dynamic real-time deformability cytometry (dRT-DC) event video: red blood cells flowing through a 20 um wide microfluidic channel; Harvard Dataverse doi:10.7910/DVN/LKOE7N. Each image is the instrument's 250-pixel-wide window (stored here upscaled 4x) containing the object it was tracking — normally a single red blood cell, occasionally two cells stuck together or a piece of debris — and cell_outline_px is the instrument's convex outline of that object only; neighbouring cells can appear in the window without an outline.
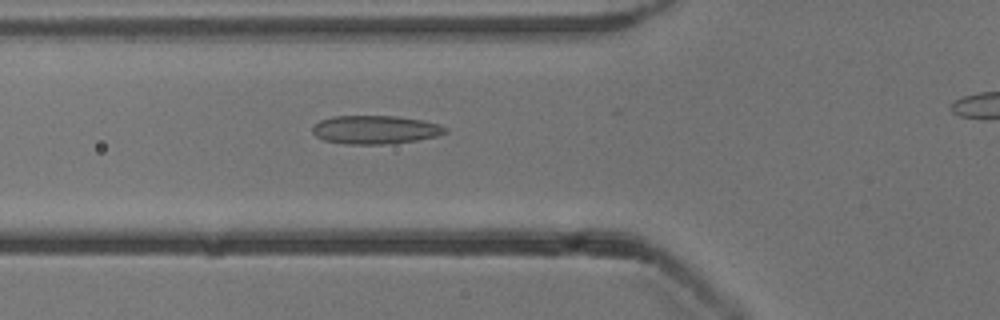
{"species": "common noctule bat (a hibernating species)", "species_latin": "Nyctalus noctula", "temperature_condition": "cold", "stored_images_in_passage": 46, "camera_frame_rate_fps": 3000, "um_per_image_px": 0.085, "animal": {"sex": "male", "body_mass_g": 13.3}, "frame": {"image": 1, "passage_image": 19, "time_ms": 6.0, "image_size_px": [1000, 320], "cell_outline_px": [[448, 132], [436, 136], [416, 140], [384, 144], [344, 144], [324, 140], [316, 136], [312, 132], [312, 128], [320, 120], [332, 116], [396, 116], [420, 120], [440, 124], [448, 128]], "centroid_in_image_um": [31.89, 11.02], "position_along_channel_um": 93.9, "area_um2": 21.96}}
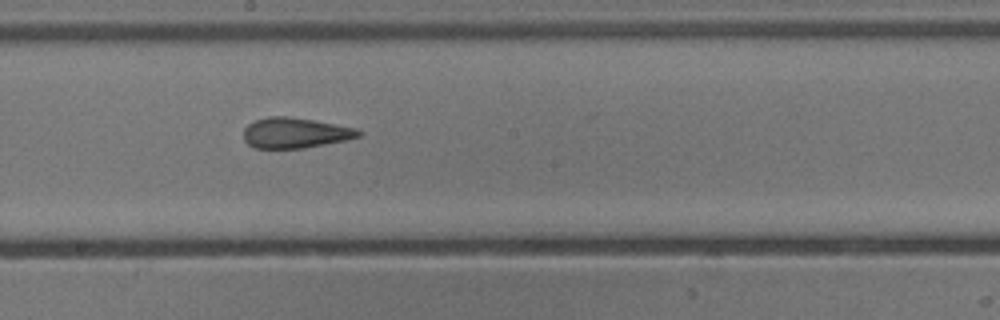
{"frame": {"image": 2, "passage_image": 29, "time_ms": 9.333, "image_size_px": [1000, 320], "cell_outline_px": [[360, 136], [344, 140], [304, 148], [256, 148], [248, 144], [244, 140], [244, 128], [248, 124], [256, 120], [268, 116], [288, 116], [312, 120], [356, 128], [360, 132]], "centroid_in_image_um": [25.04, 11.29], "position_along_channel_um": 223.2, "area_um2": 20.11}}
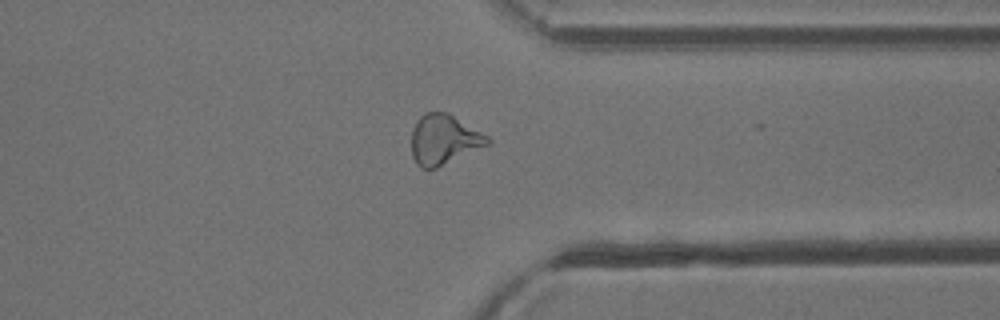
{"frame": {"image": 3, "passage_image": 41, "time_ms": 13.333, "image_size_px": [1000, 320], "cell_outline_px": [[492, 144], [436, 168], [420, 168], [416, 164], [412, 156], [412, 128], [416, 120], [424, 112], [448, 112], [488, 136], [492, 140]], "centroid_in_image_um": [37.74, 11.86], "position_along_channel_um": 373.7, "area_um2": 22.43}}